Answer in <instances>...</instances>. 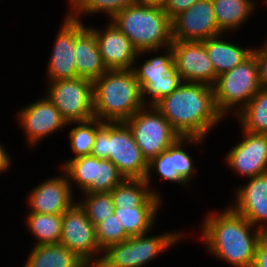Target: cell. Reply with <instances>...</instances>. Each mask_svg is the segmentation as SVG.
<instances>
[{
	"mask_svg": "<svg viewBox=\"0 0 267 267\" xmlns=\"http://www.w3.org/2000/svg\"><path fill=\"white\" fill-rule=\"evenodd\" d=\"M80 195H78L77 202L94 226L114 214L115 206L110 192L82 193Z\"/></svg>",
	"mask_w": 267,
	"mask_h": 267,
	"instance_id": "32",
	"label": "cell"
},
{
	"mask_svg": "<svg viewBox=\"0 0 267 267\" xmlns=\"http://www.w3.org/2000/svg\"><path fill=\"white\" fill-rule=\"evenodd\" d=\"M221 210L206 214L199 227L205 251L230 267H252L256 245L264 233L229 206Z\"/></svg>",
	"mask_w": 267,
	"mask_h": 267,
	"instance_id": "1",
	"label": "cell"
},
{
	"mask_svg": "<svg viewBox=\"0 0 267 267\" xmlns=\"http://www.w3.org/2000/svg\"><path fill=\"white\" fill-rule=\"evenodd\" d=\"M252 52L255 54L259 68V81L261 87H267V37L262 46H254Z\"/></svg>",
	"mask_w": 267,
	"mask_h": 267,
	"instance_id": "34",
	"label": "cell"
},
{
	"mask_svg": "<svg viewBox=\"0 0 267 267\" xmlns=\"http://www.w3.org/2000/svg\"><path fill=\"white\" fill-rule=\"evenodd\" d=\"M61 169L67 174L73 193L74 186L80 194L110 192L124 180L110 160L92 155L70 159Z\"/></svg>",
	"mask_w": 267,
	"mask_h": 267,
	"instance_id": "12",
	"label": "cell"
},
{
	"mask_svg": "<svg viewBox=\"0 0 267 267\" xmlns=\"http://www.w3.org/2000/svg\"><path fill=\"white\" fill-rule=\"evenodd\" d=\"M175 70L183 82L200 83L213 87L217 75L202 41L172 40Z\"/></svg>",
	"mask_w": 267,
	"mask_h": 267,
	"instance_id": "17",
	"label": "cell"
},
{
	"mask_svg": "<svg viewBox=\"0 0 267 267\" xmlns=\"http://www.w3.org/2000/svg\"><path fill=\"white\" fill-rule=\"evenodd\" d=\"M110 21L123 32L138 51L161 49L172 43V24L161 7L134 3Z\"/></svg>",
	"mask_w": 267,
	"mask_h": 267,
	"instance_id": "4",
	"label": "cell"
},
{
	"mask_svg": "<svg viewBox=\"0 0 267 267\" xmlns=\"http://www.w3.org/2000/svg\"><path fill=\"white\" fill-rule=\"evenodd\" d=\"M25 219L26 229L34 237V246L60 242L62 214L27 213Z\"/></svg>",
	"mask_w": 267,
	"mask_h": 267,
	"instance_id": "29",
	"label": "cell"
},
{
	"mask_svg": "<svg viewBox=\"0 0 267 267\" xmlns=\"http://www.w3.org/2000/svg\"><path fill=\"white\" fill-rule=\"evenodd\" d=\"M89 25L87 27L96 37L106 68L108 70L133 69L139 52L133 47L129 38L112 21L107 22L103 29Z\"/></svg>",
	"mask_w": 267,
	"mask_h": 267,
	"instance_id": "21",
	"label": "cell"
},
{
	"mask_svg": "<svg viewBox=\"0 0 267 267\" xmlns=\"http://www.w3.org/2000/svg\"><path fill=\"white\" fill-rule=\"evenodd\" d=\"M199 0H167L163 10L168 14L172 21L176 16L189 9Z\"/></svg>",
	"mask_w": 267,
	"mask_h": 267,
	"instance_id": "35",
	"label": "cell"
},
{
	"mask_svg": "<svg viewBox=\"0 0 267 267\" xmlns=\"http://www.w3.org/2000/svg\"><path fill=\"white\" fill-rule=\"evenodd\" d=\"M156 52H161L162 54L158 53L155 55ZM149 54L151 56L154 54V56L143 60L145 62L141 65H137V61L141 57ZM133 71L141 87L144 105L154 106L158 101L169 96L183 83L180 74L175 70L173 53L170 46L157 50H144L139 52Z\"/></svg>",
	"mask_w": 267,
	"mask_h": 267,
	"instance_id": "8",
	"label": "cell"
},
{
	"mask_svg": "<svg viewBox=\"0 0 267 267\" xmlns=\"http://www.w3.org/2000/svg\"><path fill=\"white\" fill-rule=\"evenodd\" d=\"M143 106L141 87L133 69L107 70L93 81L94 118L124 122Z\"/></svg>",
	"mask_w": 267,
	"mask_h": 267,
	"instance_id": "3",
	"label": "cell"
},
{
	"mask_svg": "<svg viewBox=\"0 0 267 267\" xmlns=\"http://www.w3.org/2000/svg\"><path fill=\"white\" fill-rule=\"evenodd\" d=\"M92 156L110 160L124 179H145L148 162L124 122H103L96 131Z\"/></svg>",
	"mask_w": 267,
	"mask_h": 267,
	"instance_id": "5",
	"label": "cell"
},
{
	"mask_svg": "<svg viewBox=\"0 0 267 267\" xmlns=\"http://www.w3.org/2000/svg\"><path fill=\"white\" fill-rule=\"evenodd\" d=\"M247 180L234 189V201L228 206L267 234V172Z\"/></svg>",
	"mask_w": 267,
	"mask_h": 267,
	"instance_id": "20",
	"label": "cell"
},
{
	"mask_svg": "<svg viewBox=\"0 0 267 267\" xmlns=\"http://www.w3.org/2000/svg\"><path fill=\"white\" fill-rule=\"evenodd\" d=\"M134 3V0H70L67 2L69 4L67 13L79 21H83L86 16H96L101 13L110 21L118 12Z\"/></svg>",
	"mask_w": 267,
	"mask_h": 267,
	"instance_id": "31",
	"label": "cell"
},
{
	"mask_svg": "<svg viewBox=\"0 0 267 267\" xmlns=\"http://www.w3.org/2000/svg\"><path fill=\"white\" fill-rule=\"evenodd\" d=\"M59 243L74 252L89 267H95L101 259L102 251L95 226L77 201L62 214Z\"/></svg>",
	"mask_w": 267,
	"mask_h": 267,
	"instance_id": "13",
	"label": "cell"
},
{
	"mask_svg": "<svg viewBox=\"0 0 267 267\" xmlns=\"http://www.w3.org/2000/svg\"><path fill=\"white\" fill-rule=\"evenodd\" d=\"M73 51L77 77L93 82L108 70L103 63L96 37L88 27L75 38Z\"/></svg>",
	"mask_w": 267,
	"mask_h": 267,
	"instance_id": "22",
	"label": "cell"
},
{
	"mask_svg": "<svg viewBox=\"0 0 267 267\" xmlns=\"http://www.w3.org/2000/svg\"><path fill=\"white\" fill-rule=\"evenodd\" d=\"M150 233H154L153 230L108 246L102 251L101 259L95 267H144L164 252L180 245L181 240L188 236L182 229L167 230L158 235Z\"/></svg>",
	"mask_w": 267,
	"mask_h": 267,
	"instance_id": "6",
	"label": "cell"
},
{
	"mask_svg": "<svg viewBox=\"0 0 267 267\" xmlns=\"http://www.w3.org/2000/svg\"><path fill=\"white\" fill-rule=\"evenodd\" d=\"M234 117L244 131L267 134V87H261Z\"/></svg>",
	"mask_w": 267,
	"mask_h": 267,
	"instance_id": "27",
	"label": "cell"
},
{
	"mask_svg": "<svg viewBox=\"0 0 267 267\" xmlns=\"http://www.w3.org/2000/svg\"><path fill=\"white\" fill-rule=\"evenodd\" d=\"M162 207H115L114 214L122 223L125 232L130 236L152 231Z\"/></svg>",
	"mask_w": 267,
	"mask_h": 267,
	"instance_id": "28",
	"label": "cell"
},
{
	"mask_svg": "<svg viewBox=\"0 0 267 267\" xmlns=\"http://www.w3.org/2000/svg\"><path fill=\"white\" fill-rule=\"evenodd\" d=\"M260 88L258 63L252 52L239 65L217 77L213 85L216 108L225 119L228 115L234 117Z\"/></svg>",
	"mask_w": 267,
	"mask_h": 267,
	"instance_id": "7",
	"label": "cell"
},
{
	"mask_svg": "<svg viewBox=\"0 0 267 267\" xmlns=\"http://www.w3.org/2000/svg\"><path fill=\"white\" fill-rule=\"evenodd\" d=\"M59 169L62 175L45 179L28 191L25 202L29 207L27 213L63 214L77 201L67 174Z\"/></svg>",
	"mask_w": 267,
	"mask_h": 267,
	"instance_id": "18",
	"label": "cell"
},
{
	"mask_svg": "<svg viewBox=\"0 0 267 267\" xmlns=\"http://www.w3.org/2000/svg\"><path fill=\"white\" fill-rule=\"evenodd\" d=\"M85 22L72 18L67 12L55 37L50 52L45 78L48 82L77 77L74 66L75 38L87 27Z\"/></svg>",
	"mask_w": 267,
	"mask_h": 267,
	"instance_id": "15",
	"label": "cell"
},
{
	"mask_svg": "<svg viewBox=\"0 0 267 267\" xmlns=\"http://www.w3.org/2000/svg\"><path fill=\"white\" fill-rule=\"evenodd\" d=\"M172 40L204 41L222 34L216 23L212 0H199L172 21Z\"/></svg>",
	"mask_w": 267,
	"mask_h": 267,
	"instance_id": "19",
	"label": "cell"
},
{
	"mask_svg": "<svg viewBox=\"0 0 267 267\" xmlns=\"http://www.w3.org/2000/svg\"><path fill=\"white\" fill-rule=\"evenodd\" d=\"M6 149L0 141V175L9 172V168L12 167V156Z\"/></svg>",
	"mask_w": 267,
	"mask_h": 267,
	"instance_id": "37",
	"label": "cell"
},
{
	"mask_svg": "<svg viewBox=\"0 0 267 267\" xmlns=\"http://www.w3.org/2000/svg\"><path fill=\"white\" fill-rule=\"evenodd\" d=\"M96 238L100 250L127 240L130 236L125 232L122 223L115 214L110 215L95 226Z\"/></svg>",
	"mask_w": 267,
	"mask_h": 267,
	"instance_id": "33",
	"label": "cell"
},
{
	"mask_svg": "<svg viewBox=\"0 0 267 267\" xmlns=\"http://www.w3.org/2000/svg\"><path fill=\"white\" fill-rule=\"evenodd\" d=\"M256 0H212L218 29L222 33L238 31L258 9ZM243 25V26H242Z\"/></svg>",
	"mask_w": 267,
	"mask_h": 267,
	"instance_id": "25",
	"label": "cell"
},
{
	"mask_svg": "<svg viewBox=\"0 0 267 267\" xmlns=\"http://www.w3.org/2000/svg\"><path fill=\"white\" fill-rule=\"evenodd\" d=\"M204 141H206V139L200 137H180L165 152L153 158L148 163V173L145 178L151 191L164 198L163 195H161L162 192H159V188L152 185L153 173L156 174V177L159 176L158 178L162 181L165 180V182L168 181V183L178 184L182 186V188L183 186L189 188L194 177H196L197 168L195 165L197 164H195L196 162L193 156H190L185 148L188 149L190 145L194 147L202 145L201 143H204Z\"/></svg>",
	"mask_w": 267,
	"mask_h": 267,
	"instance_id": "9",
	"label": "cell"
},
{
	"mask_svg": "<svg viewBox=\"0 0 267 267\" xmlns=\"http://www.w3.org/2000/svg\"><path fill=\"white\" fill-rule=\"evenodd\" d=\"M263 2H264L263 3V6H264V4L267 5V0H263Z\"/></svg>",
	"mask_w": 267,
	"mask_h": 267,
	"instance_id": "39",
	"label": "cell"
},
{
	"mask_svg": "<svg viewBox=\"0 0 267 267\" xmlns=\"http://www.w3.org/2000/svg\"><path fill=\"white\" fill-rule=\"evenodd\" d=\"M33 102H28L23 108L16 111L18 129L23 131L28 147H36L43 140L63 128H67V122L63 119L59 110L45 96ZM37 144V145H36Z\"/></svg>",
	"mask_w": 267,
	"mask_h": 267,
	"instance_id": "14",
	"label": "cell"
},
{
	"mask_svg": "<svg viewBox=\"0 0 267 267\" xmlns=\"http://www.w3.org/2000/svg\"><path fill=\"white\" fill-rule=\"evenodd\" d=\"M154 107L180 137L208 139L210 132L225 121L216 108L213 87L200 83L183 82Z\"/></svg>",
	"mask_w": 267,
	"mask_h": 267,
	"instance_id": "2",
	"label": "cell"
},
{
	"mask_svg": "<svg viewBox=\"0 0 267 267\" xmlns=\"http://www.w3.org/2000/svg\"><path fill=\"white\" fill-rule=\"evenodd\" d=\"M102 123L103 121L92 118L86 121L67 124V126H73L68 132V139L70 140L69 145L74 155L60 163L58 168H62L70 159L91 155L97 128Z\"/></svg>",
	"mask_w": 267,
	"mask_h": 267,
	"instance_id": "30",
	"label": "cell"
},
{
	"mask_svg": "<svg viewBox=\"0 0 267 267\" xmlns=\"http://www.w3.org/2000/svg\"><path fill=\"white\" fill-rule=\"evenodd\" d=\"M45 96L55 105L68 123L94 118L93 82L75 77L48 82Z\"/></svg>",
	"mask_w": 267,
	"mask_h": 267,
	"instance_id": "11",
	"label": "cell"
},
{
	"mask_svg": "<svg viewBox=\"0 0 267 267\" xmlns=\"http://www.w3.org/2000/svg\"><path fill=\"white\" fill-rule=\"evenodd\" d=\"M110 194L115 207H161L165 203L151 191L146 179H124Z\"/></svg>",
	"mask_w": 267,
	"mask_h": 267,
	"instance_id": "24",
	"label": "cell"
},
{
	"mask_svg": "<svg viewBox=\"0 0 267 267\" xmlns=\"http://www.w3.org/2000/svg\"><path fill=\"white\" fill-rule=\"evenodd\" d=\"M135 3L146 6L161 7L163 8L167 0H134Z\"/></svg>",
	"mask_w": 267,
	"mask_h": 267,
	"instance_id": "38",
	"label": "cell"
},
{
	"mask_svg": "<svg viewBox=\"0 0 267 267\" xmlns=\"http://www.w3.org/2000/svg\"><path fill=\"white\" fill-rule=\"evenodd\" d=\"M124 123L148 163L180 138L164 116L151 105L143 106Z\"/></svg>",
	"mask_w": 267,
	"mask_h": 267,
	"instance_id": "10",
	"label": "cell"
},
{
	"mask_svg": "<svg viewBox=\"0 0 267 267\" xmlns=\"http://www.w3.org/2000/svg\"><path fill=\"white\" fill-rule=\"evenodd\" d=\"M225 37L226 34L222 33L202 41L217 77L239 65L252 53L253 49L252 45H249L251 47H242L237 43L230 42L227 38L225 40Z\"/></svg>",
	"mask_w": 267,
	"mask_h": 267,
	"instance_id": "23",
	"label": "cell"
},
{
	"mask_svg": "<svg viewBox=\"0 0 267 267\" xmlns=\"http://www.w3.org/2000/svg\"><path fill=\"white\" fill-rule=\"evenodd\" d=\"M22 267H89L60 243L31 247Z\"/></svg>",
	"mask_w": 267,
	"mask_h": 267,
	"instance_id": "26",
	"label": "cell"
},
{
	"mask_svg": "<svg viewBox=\"0 0 267 267\" xmlns=\"http://www.w3.org/2000/svg\"><path fill=\"white\" fill-rule=\"evenodd\" d=\"M252 267H267V234L258 241Z\"/></svg>",
	"mask_w": 267,
	"mask_h": 267,
	"instance_id": "36",
	"label": "cell"
},
{
	"mask_svg": "<svg viewBox=\"0 0 267 267\" xmlns=\"http://www.w3.org/2000/svg\"><path fill=\"white\" fill-rule=\"evenodd\" d=\"M239 128L241 141L226 152L224 166L244 179L267 172V134H253Z\"/></svg>",
	"mask_w": 267,
	"mask_h": 267,
	"instance_id": "16",
	"label": "cell"
}]
</instances>
